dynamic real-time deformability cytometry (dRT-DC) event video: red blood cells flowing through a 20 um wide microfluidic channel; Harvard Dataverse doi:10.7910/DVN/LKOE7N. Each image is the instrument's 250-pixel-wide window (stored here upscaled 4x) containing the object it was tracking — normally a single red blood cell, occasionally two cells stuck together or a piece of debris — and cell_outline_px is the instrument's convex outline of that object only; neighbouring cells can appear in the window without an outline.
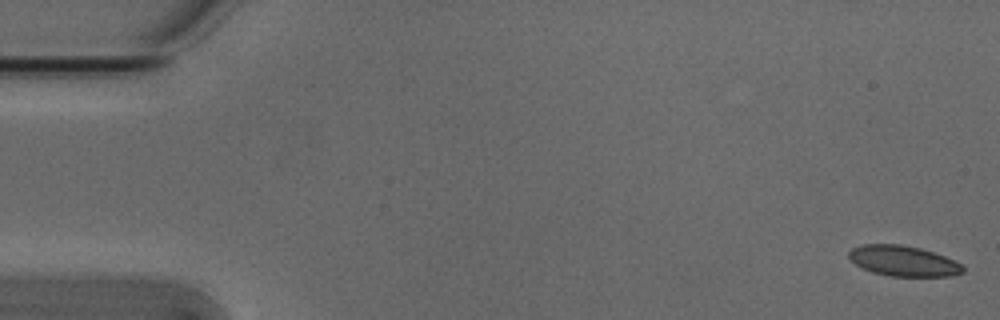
{"species": "Egyptian fruit bat (a non-hibernating species)", "species_latin": "Rousettus aegyptiacus", "temperature_condition": "cold", "stored_images_in_passage": 54, "camera_frame_rate_fps": 3000, "um_per_image_px": 0.085, "animal": {"sex": "male"}, "frame": {"image": 1, "passage_image": 1, "time_ms": 0.0, "image_size_px": [1000, 320], "cell_outline_px": [[964, 272], [952, 276], [892, 276], [872, 272], [856, 264], [848, 256], [848, 252], [852, 248], [860, 244], [900, 244], [920, 248], [944, 256], [960, 264], [964, 268]], "centroid_in_image_um": [76.76, 22.17], "position_along_channel_um": 8.2, "area_um2": 20.06}}
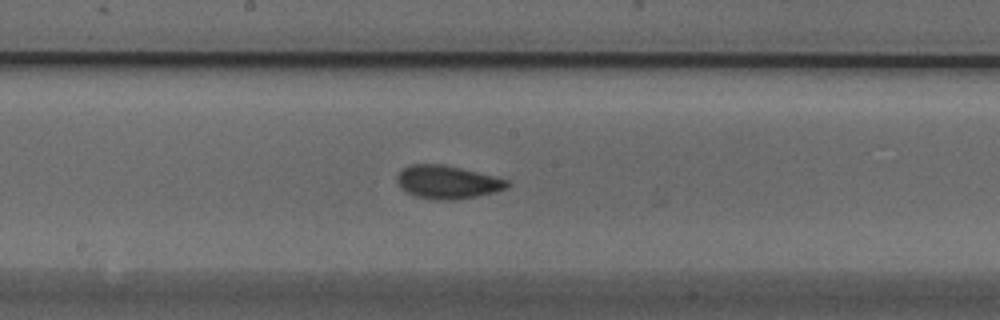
{"frame": {"image": 2, "passage_image": 28, "time_ms": 9.0, "image_size_px": [1000, 320], "cell_outline_px": [[508, 188], [496, 192], [460, 200], [428, 200], [416, 196], [400, 188], [396, 180], [396, 176], [408, 164], [444, 164], [508, 180]], "centroid_in_image_um": [38.0, 15.5], "position_along_channel_um": 210.2, "area_um2": 21.44}}
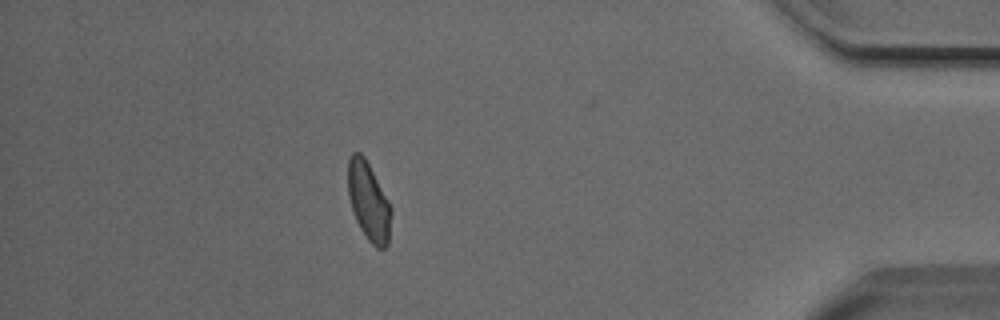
{"frame": {"image": 3, "passage_image": 47, "time_ms": 15.333, "image_size_px": [1000, 320], "cell_outline_px": [[392, 212], [388, 244], [384, 248], [376, 248], [368, 240], [360, 228], [352, 212], [348, 196], [348, 156], [352, 152], [360, 152], [364, 156], [388, 200], [392, 208]], "centroid_in_image_um": [31.32, 17.12], "position_along_channel_um": 403.9, "area_um2": 19.83}, "authors_computed_cell_mechanics": {"area_um2": 20.6346, "velocity_mm_per_s": 3.8315, "shape_relaxation_time_tau1_ms": 4.7623, "shape_relaxation_time_tau2_ms": 1.1801, "deformation_change_tau1": 0.1141, "deformation_change_tau2": 0.0439}}